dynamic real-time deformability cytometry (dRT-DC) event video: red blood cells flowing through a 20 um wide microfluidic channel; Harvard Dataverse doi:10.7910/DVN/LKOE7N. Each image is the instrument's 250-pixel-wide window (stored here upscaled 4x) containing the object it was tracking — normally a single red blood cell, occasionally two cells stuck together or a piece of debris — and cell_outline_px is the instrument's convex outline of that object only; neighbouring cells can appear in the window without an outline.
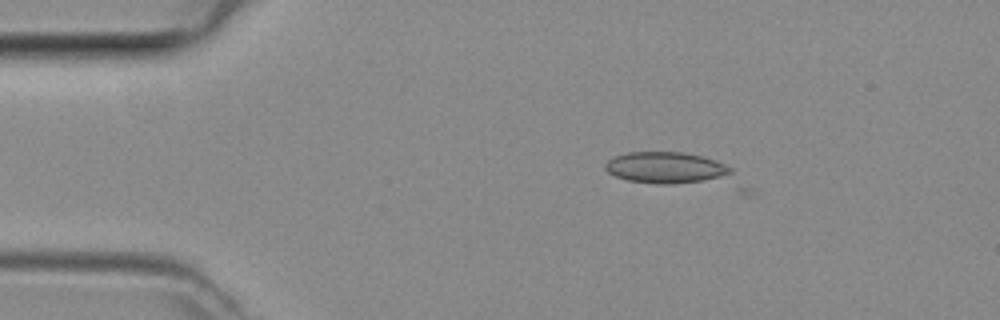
{"species": "common noctule bat (a hibernating species)", "species_latin": "Nyctalus noctula", "temperature_condition": "room temperature", "stored_images_in_passage": 3, "camera_frame_rate_fps": 3000, "um_per_image_px": 0.085, "animal": {"sex": "female", "body_mass_g": 29.2, "forearm_length_mm": 56.3}, "frame": {"image": 1, "passage_image": 2, "time_ms": 0.333, "image_size_px": [1000, 320], "cell_outline_px": [[732, 172], [704, 180], [672, 184], [656, 184], [628, 180], [616, 176], [608, 172], [604, 168], [604, 164], [608, 160], [616, 156], [628, 152], [684, 152], [716, 160], [732, 168]], "centroid_in_image_um": [56.52, 14.23], "position_along_channel_um": 28.5, "area_um2": 22.48}}
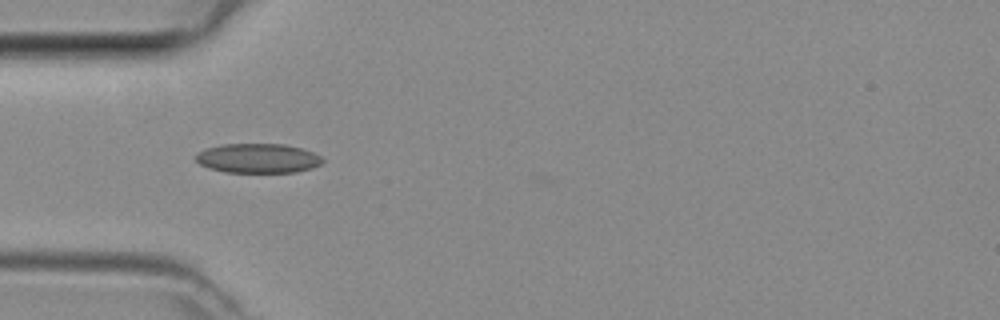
{"frame": {"image": 2, "passage_image": 3, "time_ms": 0.667, "image_size_px": [1000, 320], "cell_outline_px": [[324, 160], [320, 164], [312, 168], [296, 172], [224, 172], [208, 168], [200, 164], [196, 160], [196, 156], [204, 148], [224, 144], [284, 144], [300, 148], [312, 152], [320, 156]], "centroid_in_image_um": [21.91, 13.45], "position_along_channel_um": 63.1, "area_um2": 21.68}}